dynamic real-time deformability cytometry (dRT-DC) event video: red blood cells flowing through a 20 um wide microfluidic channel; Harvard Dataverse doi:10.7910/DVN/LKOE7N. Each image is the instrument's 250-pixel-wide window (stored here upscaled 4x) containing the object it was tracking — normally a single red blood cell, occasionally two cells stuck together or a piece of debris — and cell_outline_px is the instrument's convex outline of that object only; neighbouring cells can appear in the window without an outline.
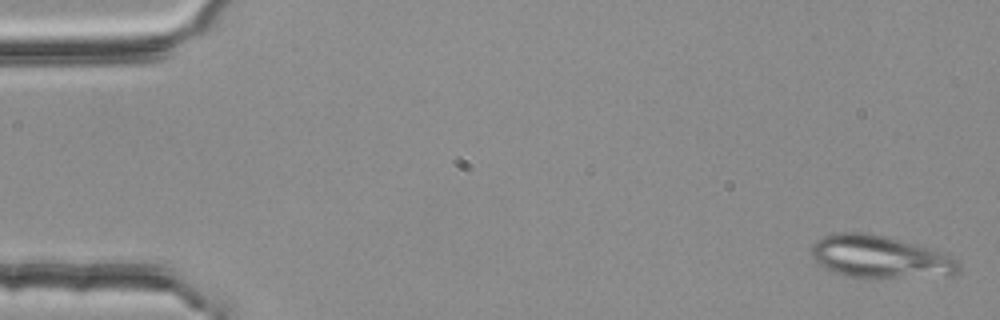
{"species": "common noctule bat (a hibernating species)", "species_latin": "Nyctalus noctula", "temperature_condition": "room temperature", "stored_images_in_passage": 5, "camera_frame_rate_fps": 3000, "um_per_image_px": 0.085, "animal": {"sex": "female", "body_mass_g": 25.1}, "frame": {"image": 1, "passage_image": 1, "time_ms": 0.0, "image_size_px": [1000, 320], "cell_outline_px": [[960, 272], [952, 276], [848, 276], [824, 268], [816, 260], [812, 252], [812, 248], [816, 240], [824, 236], [836, 232], [864, 232], [884, 236], [940, 252], [952, 256], [960, 264]], "centroid_in_image_um": [74.81, 21.82], "position_along_channel_um": 10.2, "area_um2": 35.43}}